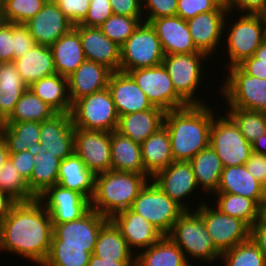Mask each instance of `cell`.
Listing matches in <instances>:
<instances>
[{
  "label": "cell",
  "mask_w": 266,
  "mask_h": 266,
  "mask_svg": "<svg viewBox=\"0 0 266 266\" xmlns=\"http://www.w3.org/2000/svg\"><path fill=\"white\" fill-rule=\"evenodd\" d=\"M214 114L207 103L189 104L165 113L164 126L174 161H189L209 146Z\"/></svg>",
  "instance_id": "7a4b0ae2"
},
{
  "label": "cell",
  "mask_w": 266,
  "mask_h": 266,
  "mask_svg": "<svg viewBox=\"0 0 266 266\" xmlns=\"http://www.w3.org/2000/svg\"><path fill=\"white\" fill-rule=\"evenodd\" d=\"M253 56L257 59V63H266V39L257 48Z\"/></svg>",
  "instance_id": "003e7915"
},
{
  "label": "cell",
  "mask_w": 266,
  "mask_h": 266,
  "mask_svg": "<svg viewBox=\"0 0 266 266\" xmlns=\"http://www.w3.org/2000/svg\"><path fill=\"white\" fill-rule=\"evenodd\" d=\"M64 15L74 24H80L87 16L90 0H53Z\"/></svg>",
  "instance_id": "816d5d0a"
},
{
  "label": "cell",
  "mask_w": 266,
  "mask_h": 266,
  "mask_svg": "<svg viewBox=\"0 0 266 266\" xmlns=\"http://www.w3.org/2000/svg\"><path fill=\"white\" fill-rule=\"evenodd\" d=\"M221 6L228 8L230 0H216Z\"/></svg>",
  "instance_id": "89a4df30"
},
{
  "label": "cell",
  "mask_w": 266,
  "mask_h": 266,
  "mask_svg": "<svg viewBox=\"0 0 266 266\" xmlns=\"http://www.w3.org/2000/svg\"><path fill=\"white\" fill-rule=\"evenodd\" d=\"M264 196L266 197V183L264 185Z\"/></svg>",
  "instance_id": "2644e50d"
},
{
  "label": "cell",
  "mask_w": 266,
  "mask_h": 266,
  "mask_svg": "<svg viewBox=\"0 0 266 266\" xmlns=\"http://www.w3.org/2000/svg\"><path fill=\"white\" fill-rule=\"evenodd\" d=\"M245 166L249 173L264 186L266 183V155L252 152Z\"/></svg>",
  "instance_id": "680465c9"
},
{
  "label": "cell",
  "mask_w": 266,
  "mask_h": 266,
  "mask_svg": "<svg viewBox=\"0 0 266 266\" xmlns=\"http://www.w3.org/2000/svg\"><path fill=\"white\" fill-rule=\"evenodd\" d=\"M140 146L144 174L150 179L174 162L171 141L165 126L150 135Z\"/></svg>",
  "instance_id": "83f0119b"
},
{
  "label": "cell",
  "mask_w": 266,
  "mask_h": 266,
  "mask_svg": "<svg viewBox=\"0 0 266 266\" xmlns=\"http://www.w3.org/2000/svg\"><path fill=\"white\" fill-rule=\"evenodd\" d=\"M260 224L266 225V197L259 204L258 220Z\"/></svg>",
  "instance_id": "a7ac6f4b"
},
{
  "label": "cell",
  "mask_w": 266,
  "mask_h": 266,
  "mask_svg": "<svg viewBox=\"0 0 266 266\" xmlns=\"http://www.w3.org/2000/svg\"><path fill=\"white\" fill-rule=\"evenodd\" d=\"M47 0H5L0 5V20L25 24L34 17Z\"/></svg>",
  "instance_id": "bcb514c9"
},
{
  "label": "cell",
  "mask_w": 266,
  "mask_h": 266,
  "mask_svg": "<svg viewBox=\"0 0 266 266\" xmlns=\"http://www.w3.org/2000/svg\"><path fill=\"white\" fill-rule=\"evenodd\" d=\"M36 45L35 39L30 34L25 24L14 23V60L22 57Z\"/></svg>",
  "instance_id": "db71d44e"
},
{
  "label": "cell",
  "mask_w": 266,
  "mask_h": 266,
  "mask_svg": "<svg viewBox=\"0 0 266 266\" xmlns=\"http://www.w3.org/2000/svg\"><path fill=\"white\" fill-rule=\"evenodd\" d=\"M250 238L258 246L266 260V225L256 221L250 227Z\"/></svg>",
  "instance_id": "94428289"
},
{
  "label": "cell",
  "mask_w": 266,
  "mask_h": 266,
  "mask_svg": "<svg viewBox=\"0 0 266 266\" xmlns=\"http://www.w3.org/2000/svg\"><path fill=\"white\" fill-rule=\"evenodd\" d=\"M149 23L154 28L165 55L201 52L194 44L187 21L181 17H161L152 19Z\"/></svg>",
  "instance_id": "44dd1931"
},
{
  "label": "cell",
  "mask_w": 266,
  "mask_h": 266,
  "mask_svg": "<svg viewBox=\"0 0 266 266\" xmlns=\"http://www.w3.org/2000/svg\"><path fill=\"white\" fill-rule=\"evenodd\" d=\"M216 193L236 194L254 200L258 205L265 198L264 186L245 165L223 167Z\"/></svg>",
  "instance_id": "4316f807"
},
{
  "label": "cell",
  "mask_w": 266,
  "mask_h": 266,
  "mask_svg": "<svg viewBox=\"0 0 266 266\" xmlns=\"http://www.w3.org/2000/svg\"><path fill=\"white\" fill-rule=\"evenodd\" d=\"M227 114L238 125L243 137L252 144L266 134V112L228 108Z\"/></svg>",
  "instance_id": "7bdbcfd3"
},
{
  "label": "cell",
  "mask_w": 266,
  "mask_h": 266,
  "mask_svg": "<svg viewBox=\"0 0 266 266\" xmlns=\"http://www.w3.org/2000/svg\"><path fill=\"white\" fill-rule=\"evenodd\" d=\"M38 199L49 212L52 224L80 219L91 209L90 200L83 194L64 188L59 184L51 186Z\"/></svg>",
  "instance_id": "e0dca14e"
},
{
  "label": "cell",
  "mask_w": 266,
  "mask_h": 266,
  "mask_svg": "<svg viewBox=\"0 0 266 266\" xmlns=\"http://www.w3.org/2000/svg\"><path fill=\"white\" fill-rule=\"evenodd\" d=\"M110 220L120 230L128 246L141 250L157 243L163 235L141 215L130 208L113 215Z\"/></svg>",
  "instance_id": "cb8c5ba5"
},
{
  "label": "cell",
  "mask_w": 266,
  "mask_h": 266,
  "mask_svg": "<svg viewBox=\"0 0 266 266\" xmlns=\"http://www.w3.org/2000/svg\"><path fill=\"white\" fill-rule=\"evenodd\" d=\"M14 23L0 20V63L14 61Z\"/></svg>",
  "instance_id": "f5cc1de1"
},
{
  "label": "cell",
  "mask_w": 266,
  "mask_h": 266,
  "mask_svg": "<svg viewBox=\"0 0 266 266\" xmlns=\"http://www.w3.org/2000/svg\"><path fill=\"white\" fill-rule=\"evenodd\" d=\"M43 102L57 113H70L72 103L69 97L68 80L59 74L43 77L28 87Z\"/></svg>",
  "instance_id": "836d02e7"
},
{
  "label": "cell",
  "mask_w": 266,
  "mask_h": 266,
  "mask_svg": "<svg viewBox=\"0 0 266 266\" xmlns=\"http://www.w3.org/2000/svg\"><path fill=\"white\" fill-rule=\"evenodd\" d=\"M79 32L86 60L103 64L113 72L120 68V46L110 40L99 27L74 25Z\"/></svg>",
  "instance_id": "7402d4cb"
},
{
  "label": "cell",
  "mask_w": 266,
  "mask_h": 266,
  "mask_svg": "<svg viewBox=\"0 0 266 266\" xmlns=\"http://www.w3.org/2000/svg\"><path fill=\"white\" fill-rule=\"evenodd\" d=\"M219 6L216 0H178L176 15L187 21L200 13L214 11Z\"/></svg>",
  "instance_id": "681fc988"
},
{
  "label": "cell",
  "mask_w": 266,
  "mask_h": 266,
  "mask_svg": "<svg viewBox=\"0 0 266 266\" xmlns=\"http://www.w3.org/2000/svg\"><path fill=\"white\" fill-rule=\"evenodd\" d=\"M130 209L167 236L185 210L166 195L151 179L141 189Z\"/></svg>",
  "instance_id": "52a82bcc"
},
{
  "label": "cell",
  "mask_w": 266,
  "mask_h": 266,
  "mask_svg": "<svg viewBox=\"0 0 266 266\" xmlns=\"http://www.w3.org/2000/svg\"><path fill=\"white\" fill-rule=\"evenodd\" d=\"M115 15L128 17H144L142 0H109Z\"/></svg>",
  "instance_id": "6f0895ef"
},
{
  "label": "cell",
  "mask_w": 266,
  "mask_h": 266,
  "mask_svg": "<svg viewBox=\"0 0 266 266\" xmlns=\"http://www.w3.org/2000/svg\"><path fill=\"white\" fill-rule=\"evenodd\" d=\"M230 11L228 8L219 6L216 10L200 13L194 18L187 20L191 37L196 48L206 53L209 57L219 48L224 39V21ZM219 44V45H218Z\"/></svg>",
  "instance_id": "d6986e66"
},
{
  "label": "cell",
  "mask_w": 266,
  "mask_h": 266,
  "mask_svg": "<svg viewBox=\"0 0 266 266\" xmlns=\"http://www.w3.org/2000/svg\"><path fill=\"white\" fill-rule=\"evenodd\" d=\"M189 163L194 172L197 186L203 188L208 196L216 193L223 165L215 150L209 145L189 160Z\"/></svg>",
  "instance_id": "e575fe53"
},
{
  "label": "cell",
  "mask_w": 266,
  "mask_h": 266,
  "mask_svg": "<svg viewBox=\"0 0 266 266\" xmlns=\"http://www.w3.org/2000/svg\"><path fill=\"white\" fill-rule=\"evenodd\" d=\"M134 255L135 266H191L183 251L168 236Z\"/></svg>",
  "instance_id": "d590c367"
},
{
  "label": "cell",
  "mask_w": 266,
  "mask_h": 266,
  "mask_svg": "<svg viewBox=\"0 0 266 266\" xmlns=\"http://www.w3.org/2000/svg\"><path fill=\"white\" fill-rule=\"evenodd\" d=\"M151 180L185 211H190L191 207L184 200L199 187L189 161H174Z\"/></svg>",
  "instance_id": "ac0fdd59"
},
{
  "label": "cell",
  "mask_w": 266,
  "mask_h": 266,
  "mask_svg": "<svg viewBox=\"0 0 266 266\" xmlns=\"http://www.w3.org/2000/svg\"><path fill=\"white\" fill-rule=\"evenodd\" d=\"M25 25L36 44L48 47L74 27L53 0H47L43 8Z\"/></svg>",
  "instance_id": "ffe728a7"
},
{
  "label": "cell",
  "mask_w": 266,
  "mask_h": 266,
  "mask_svg": "<svg viewBox=\"0 0 266 266\" xmlns=\"http://www.w3.org/2000/svg\"><path fill=\"white\" fill-rule=\"evenodd\" d=\"M251 145L253 152L266 155V134L261 135Z\"/></svg>",
  "instance_id": "e7e4bbea"
},
{
  "label": "cell",
  "mask_w": 266,
  "mask_h": 266,
  "mask_svg": "<svg viewBox=\"0 0 266 266\" xmlns=\"http://www.w3.org/2000/svg\"><path fill=\"white\" fill-rule=\"evenodd\" d=\"M210 57L204 52H194L187 54H166L162 64L166 68L171 78L176 92L188 104H205L202 99L196 96L202 75V61ZM196 94V95H194Z\"/></svg>",
  "instance_id": "9c48e42d"
},
{
  "label": "cell",
  "mask_w": 266,
  "mask_h": 266,
  "mask_svg": "<svg viewBox=\"0 0 266 266\" xmlns=\"http://www.w3.org/2000/svg\"><path fill=\"white\" fill-rule=\"evenodd\" d=\"M95 247L50 245L45 262L41 266H88Z\"/></svg>",
  "instance_id": "b9f144b4"
},
{
  "label": "cell",
  "mask_w": 266,
  "mask_h": 266,
  "mask_svg": "<svg viewBox=\"0 0 266 266\" xmlns=\"http://www.w3.org/2000/svg\"><path fill=\"white\" fill-rule=\"evenodd\" d=\"M34 167L29 179L30 193L38 199L58 182L61 160L48 152H35Z\"/></svg>",
  "instance_id": "f35d334b"
},
{
  "label": "cell",
  "mask_w": 266,
  "mask_h": 266,
  "mask_svg": "<svg viewBox=\"0 0 266 266\" xmlns=\"http://www.w3.org/2000/svg\"><path fill=\"white\" fill-rule=\"evenodd\" d=\"M215 207L226 215L236 217L251 227L258 220L259 205L252 199L236 194L214 193Z\"/></svg>",
  "instance_id": "60d3db41"
},
{
  "label": "cell",
  "mask_w": 266,
  "mask_h": 266,
  "mask_svg": "<svg viewBox=\"0 0 266 266\" xmlns=\"http://www.w3.org/2000/svg\"><path fill=\"white\" fill-rule=\"evenodd\" d=\"M177 8L178 0H142V12L145 22L161 17L175 16ZM147 10L148 12H146Z\"/></svg>",
  "instance_id": "c3c4849f"
},
{
  "label": "cell",
  "mask_w": 266,
  "mask_h": 266,
  "mask_svg": "<svg viewBox=\"0 0 266 266\" xmlns=\"http://www.w3.org/2000/svg\"><path fill=\"white\" fill-rule=\"evenodd\" d=\"M70 114L75 128L113 132L118 126L119 115L108 88L75 100Z\"/></svg>",
  "instance_id": "8992f818"
},
{
  "label": "cell",
  "mask_w": 266,
  "mask_h": 266,
  "mask_svg": "<svg viewBox=\"0 0 266 266\" xmlns=\"http://www.w3.org/2000/svg\"><path fill=\"white\" fill-rule=\"evenodd\" d=\"M224 21V32L227 33V68L238 66L245 59L252 57L257 48L266 39V17L258 14H241L236 22L227 25ZM227 26V28H226ZM229 26V28H228Z\"/></svg>",
  "instance_id": "5b68a950"
},
{
  "label": "cell",
  "mask_w": 266,
  "mask_h": 266,
  "mask_svg": "<svg viewBox=\"0 0 266 266\" xmlns=\"http://www.w3.org/2000/svg\"><path fill=\"white\" fill-rule=\"evenodd\" d=\"M34 158L35 150H26L9 154V159L26 182L31 178L35 163Z\"/></svg>",
  "instance_id": "11a10c76"
},
{
  "label": "cell",
  "mask_w": 266,
  "mask_h": 266,
  "mask_svg": "<svg viewBox=\"0 0 266 266\" xmlns=\"http://www.w3.org/2000/svg\"><path fill=\"white\" fill-rule=\"evenodd\" d=\"M111 132L75 128L74 153L94 175L111 170Z\"/></svg>",
  "instance_id": "9a60e30c"
},
{
  "label": "cell",
  "mask_w": 266,
  "mask_h": 266,
  "mask_svg": "<svg viewBox=\"0 0 266 266\" xmlns=\"http://www.w3.org/2000/svg\"><path fill=\"white\" fill-rule=\"evenodd\" d=\"M53 224L40 199L17 202L0 224V250L42 265L49 253Z\"/></svg>",
  "instance_id": "6da1fadb"
},
{
  "label": "cell",
  "mask_w": 266,
  "mask_h": 266,
  "mask_svg": "<svg viewBox=\"0 0 266 266\" xmlns=\"http://www.w3.org/2000/svg\"><path fill=\"white\" fill-rule=\"evenodd\" d=\"M238 66L250 76L266 79V63H257L254 56L245 59Z\"/></svg>",
  "instance_id": "91938a15"
},
{
  "label": "cell",
  "mask_w": 266,
  "mask_h": 266,
  "mask_svg": "<svg viewBox=\"0 0 266 266\" xmlns=\"http://www.w3.org/2000/svg\"><path fill=\"white\" fill-rule=\"evenodd\" d=\"M56 73L69 77L85 60L80 34L73 27L50 46Z\"/></svg>",
  "instance_id": "f1b7e54d"
},
{
  "label": "cell",
  "mask_w": 266,
  "mask_h": 266,
  "mask_svg": "<svg viewBox=\"0 0 266 266\" xmlns=\"http://www.w3.org/2000/svg\"><path fill=\"white\" fill-rule=\"evenodd\" d=\"M110 218L90 209L80 219L53 224L51 245L95 247L101 228Z\"/></svg>",
  "instance_id": "5bb4252c"
},
{
  "label": "cell",
  "mask_w": 266,
  "mask_h": 266,
  "mask_svg": "<svg viewBox=\"0 0 266 266\" xmlns=\"http://www.w3.org/2000/svg\"><path fill=\"white\" fill-rule=\"evenodd\" d=\"M185 211L174 223L167 235L184 253L187 262L188 256L192 259H201L202 262H211L220 259L221 252L215 247L203 219L195 211Z\"/></svg>",
  "instance_id": "277c9868"
},
{
  "label": "cell",
  "mask_w": 266,
  "mask_h": 266,
  "mask_svg": "<svg viewBox=\"0 0 266 266\" xmlns=\"http://www.w3.org/2000/svg\"><path fill=\"white\" fill-rule=\"evenodd\" d=\"M228 9L231 15L235 10L242 14L265 15L266 0H230Z\"/></svg>",
  "instance_id": "9f6ffc18"
},
{
  "label": "cell",
  "mask_w": 266,
  "mask_h": 266,
  "mask_svg": "<svg viewBox=\"0 0 266 266\" xmlns=\"http://www.w3.org/2000/svg\"><path fill=\"white\" fill-rule=\"evenodd\" d=\"M17 201L9 194L0 191V224L8 216Z\"/></svg>",
  "instance_id": "6125c7cd"
},
{
  "label": "cell",
  "mask_w": 266,
  "mask_h": 266,
  "mask_svg": "<svg viewBox=\"0 0 266 266\" xmlns=\"http://www.w3.org/2000/svg\"><path fill=\"white\" fill-rule=\"evenodd\" d=\"M74 131L71 114L56 113L40 123V142L35 152H48L65 159L74 153Z\"/></svg>",
  "instance_id": "2e32d148"
},
{
  "label": "cell",
  "mask_w": 266,
  "mask_h": 266,
  "mask_svg": "<svg viewBox=\"0 0 266 266\" xmlns=\"http://www.w3.org/2000/svg\"><path fill=\"white\" fill-rule=\"evenodd\" d=\"M213 118L209 145L219 156L223 167L245 165L252 145L243 137L238 125L227 114Z\"/></svg>",
  "instance_id": "8fae6325"
},
{
  "label": "cell",
  "mask_w": 266,
  "mask_h": 266,
  "mask_svg": "<svg viewBox=\"0 0 266 266\" xmlns=\"http://www.w3.org/2000/svg\"><path fill=\"white\" fill-rule=\"evenodd\" d=\"M150 178L146 174L109 170L95 176L91 209L111 218L129 209Z\"/></svg>",
  "instance_id": "3957f363"
},
{
  "label": "cell",
  "mask_w": 266,
  "mask_h": 266,
  "mask_svg": "<svg viewBox=\"0 0 266 266\" xmlns=\"http://www.w3.org/2000/svg\"><path fill=\"white\" fill-rule=\"evenodd\" d=\"M113 14L109 0H90L87 16L80 25L99 27Z\"/></svg>",
  "instance_id": "f907efd6"
},
{
  "label": "cell",
  "mask_w": 266,
  "mask_h": 266,
  "mask_svg": "<svg viewBox=\"0 0 266 266\" xmlns=\"http://www.w3.org/2000/svg\"><path fill=\"white\" fill-rule=\"evenodd\" d=\"M120 230L109 220L100 230L93 255L108 261H136ZM134 257V258H133Z\"/></svg>",
  "instance_id": "d6a6232c"
},
{
  "label": "cell",
  "mask_w": 266,
  "mask_h": 266,
  "mask_svg": "<svg viewBox=\"0 0 266 266\" xmlns=\"http://www.w3.org/2000/svg\"><path fill=\"white\" fill-rule=\"evenodd\" d=\"M0 134L9 153L34 150L40 142V122H3L0 123Z\"/></svg>",
  "instance_id": "74e56055"
},
{
  "label": "cell",
  "mask_w": 266,
  "mask_h": 266,
  "mask_svg": "<svg viewBox=\"0 0 266 266\" xmlns=\"http://www.w3.org/2000/svg\"><path fill=\"white\" fill-rule=\"evenodd\" d=\"M108 89L119 116L151 109L153 105L133 78L125 72H112Z\"/></svg>",
  "instance_id": "603a6c76"
},
{
  "label": "cell",
  "mask_w": 266,
  "mask_h": 266,
  "mask_svg": "<svg viewBox=\"0 0 266 266\" xmlns=\"http://www.w3.org/2000/svg\"><path fill=\"white\" fill-rule=\"evenodd\" d=\"M111 170L144 174L141 146L116 130L111 132Z\"/></svg>",
  "instance_id": "1f68e13d"
},
{
  "label": "cell",
  "mask_w": 266,
  "mask_h": 266,
  "mask_svg": "<svg viewBox=\"0 0 266 266\" xmlns=\"http://www.w3.org/2000/svg\"><path fill=\"white\" fill-rule=\"evenodd\" d=\"M195 210L203 219L215 247L224 253L250 238V227L241 219L226 215L202 201Z\"/></svg>",
  "instance_id": "4fadbf2b"
},
{
  "label": "cell",
  "mask_w": 266,
  "mask_h": 266,
  "mask_svg": "<svg viewBox=\"0 0 266 266\" xmlns=\"http://www.w3.org/2000/svg\"><path fill=\"white\" fill-rule=\"evenodd\" d=\"M9 150L5 139L0 134V169L4 163L9 159Z\"/></svg>",
  "instance_id": "03108f58"
},
{
  "label": "cell",
  "mask_w": 266,
  "mask_h": 266,
  "mask_svg": "<svg viewBox=\"0 0 266 266\" xmlns=\"http://www.w3.org/2000/svg\"><path fill=\"white\" fill-rule=\"evenodd\" d=\"M227 70L220 89L229 108L266 112V79L250 76L239 66Z\"/></svg>",
  "instance_id": "30bf717a"
},
{
  "label": "cell",
  "mask_w": 266,
  "mask_h": 266,
  "mask_svg": "<svg viewBox=\"0 0 266 266\" xmlns=\"http://www.w3.org/2000/svg\"><path fill=\"white\" fill-rule=\"evenodd\" d=\"M136 261H108L102 260L93 254L91 255L88 266H135Z\"/></svg>",
  "instance_id": "be15d7a7"
},
{
  "label": "cell",
  "mask_w": 266,
  "mask_h": 266,
  "mask_svg": "<svg viewBox=\"0 0 266 266\" xmlns=\"http://www.w3.org/2000/svg\"><path fill=\"white\" fill-rule=\"evenodd\" d=\"M0 191L9 194L17 202L36 199L29 191L26 180L17 172L10 159L0 169Z\"/></svg>",
  "instance_id": "ee69618b"
},
{
  "label": "cell",
  "mask_w": 266,
  "mask_h": 266,
  "mask_svg": "<svg viewBox=\"0 0 266 266\" xmlns=\"http://www.w3.org/2000/svg\"><path fill=\"white\" fill-rule=\"evenodd\" d=\"M112 72L103 64L85 60L67 77L71 103L79 98L108 88Z\"/></svg>",
  "instance_id": "d4e9b609"
},
{
  "label": "cell",
  "mask_w": 266,
  "mask_h": 266,
  "mask_svg": "<svg viewBox=\"0 0 266 266\" xmlns=\"http://www.w3.org/2000/svg\"><path fill=\"white\" fill-rule=\"evenodd\" d=\"M13 63L28 87L43 77L56 74L53 53L48 46L36 44L22 57L15 59Z\"/></svg>",
  "instance_id": "f546056e"
},
{
  "label": "cell",
  "mask_w": 266,
  "mask_h": 266,
  "mask_svg": "<svg viewBox=\"0 0 266 266\" xmlns=\"http://www.w3.org/2000/svg\"><path fill=\"white\" fill-rule=\"evenodd\" d=\"M224 266H266L263 253L251 238L221 254Z\"/></svg>",
  "instance_id": "f6af8a7d"
},
{
  "label": "cell",
  "mask_w": 266,
  "mask_h": 266,
  "mask_svg": "<svg viewBox=\"0 0 266 266\" xmlns=\"http://www.w3.org/2000/svg\"><path fill=\"white\" fill-rule=\"evenodd\" d=\"M144 17H128L111 15L101 26L100 30L118 46H122L143 22Z\"/></svg>",
  "instance_id": "7dc6e473"
},
{
  "label": "cell",
  "mask_w": 266,
  "mask_h": 266,
  "mask_svg": "<svg viewBox=\"0 0 266 266\" xmlns=\"http://www.w3.org/2000/svg\"><path fill=\"white\" fill-rule=\"evenodd\" d=\"M164 51L161 42L149 22H141L134 33L120 47L119 71L155 67L162 64Z\"/></svg>",
  "instance_id": "ba28073f"
},
{
  "label": "cell",
  "mask_w": 266,
  "mask_h": 266,
  "mask_svg": "<svg viewBox=\"0 0 266 266\" xmlns=\"http://www.w3.org/2000/svg\"><path fill=\"white\" fill-rule=\"evenodd\" d=\"M56 113L51 106L27 88L16 103L11 115L4 122L34 121L41 123Z\"/></svg>",
  "instance_id": "ab89813d"
},
{
  "label": "cell",
  "mask_w": 266,
  "mask_h": 266,
  "mask_svg": "<svg viewBox=\"0 0 266 266\" xmlns=\"http://www.w3.org/2000/svg\"><path fill=\"white\" fill-rule=\"evenodd\" d=\"M95 176L87 169L80 157L73 153L61 160L57 184L83 194L91 200L94 193Z\"/></svg>",
  "instance_id": "4dcf8cb0"
},
{
  "label": "cell",
  "mask_w": 266,
  "mask_h": 266,
  "mask_svg": "<svg viewBox=\"0 0 266 266\" xmlns=\"http://www.w3.org/2000/svg\"><path fill=\"white\" fill-rule=\"evenodd\" d=\"M13 62L0 63V123H3L27 90Z\"/></svg>",
  "instance_id": "8d00e7d4"
},
{
  "label": "cell",
  "mask_w": 266,
  "mask_h": 266,
  "mask_svg": "<svg viewBox=\"0 0 266 266\" xmlns=\"http://www.w3.org/2000/svg\"><path fill=\"white\" fill-rule=\"evenodd\" d=\"M154 107L167 112L189 104L176 92L163 64L127 72Z\"/></svg>",
  "instance_id": "7c38bea8"
},
{
  "label": "cell",
  "mask_w": 266,
  "mask_h": 266,
  "mask_svg": "<svg viewBox=\"0 0 266 266\" xmlns=\"http://www.w3.org/2000/svg\"><path fill=\"white\" fill-rule=\"evenodd\" d=\"M165 111L158 107L119 116L116 131L141 144L164 126Z\"/></svg>",
  "instance_id": "484cf974"
}]
</instances>
